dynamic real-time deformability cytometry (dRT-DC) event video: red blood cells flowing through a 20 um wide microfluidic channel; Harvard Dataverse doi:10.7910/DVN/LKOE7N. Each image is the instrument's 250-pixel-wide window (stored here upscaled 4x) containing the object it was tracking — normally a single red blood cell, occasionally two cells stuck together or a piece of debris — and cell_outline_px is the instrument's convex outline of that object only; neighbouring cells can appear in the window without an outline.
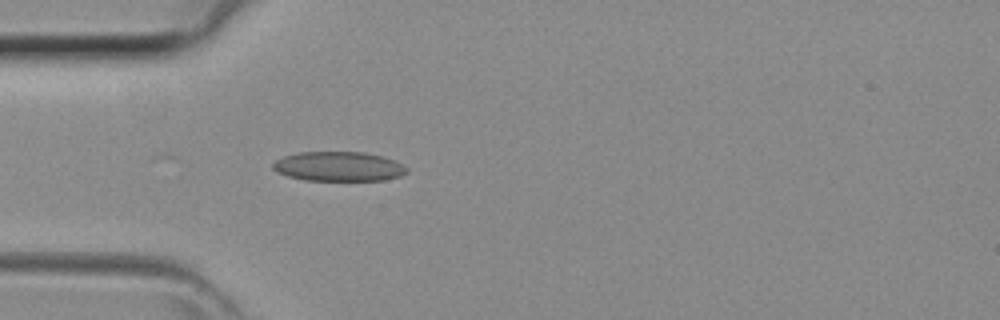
{"species": "common noctule bat (a hibernating species)", "species_latin": "Nyctalus noctula", "temperature_condition": "room temperature", "stored_images_in_passage": 31, "camera_frame_rate_fps": 3000, "um_per_image_px": 0.085, "animal": {"sex": "female", "body_mass_g": 29.2, "forearm_length_mm": 56.3}, "frame": {"image": 1, "passage_image": 1, "time_ms": 0.0, "image_size_px": [1000, 320], "cell_outline_px": [[408, 172], [400, 176], [384, 180], [304, 180], [288, 176], [276, 172], [272, 168], [272, 164], [276, 160], [284, 156], [300, 152], [364, 152], [396, 160], [408, 168]], "centroid_in_image_um": [28.79, 14.15], "position_along_channel_um": 56.2, "area_um2": 23.06}}
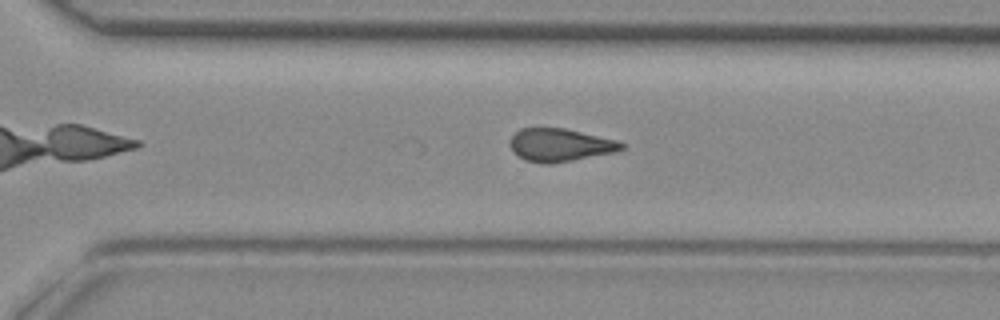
{"frame": {"image": 2, "passage_image": 18, "time_ms": 5.667, "image_size_px": [1000, 320], "cell_outline_px": [[624, 148], [616, 152], [552, 164], [540, 164], [524, 160], [512, 152], [508, 140], [520, 128], [564, 128], [620, 140], [624, 144]], "centroid_in_image_um": [47.59, 12.33], "position_along_channel_um": 323.0, "area_um2": 21.79}}
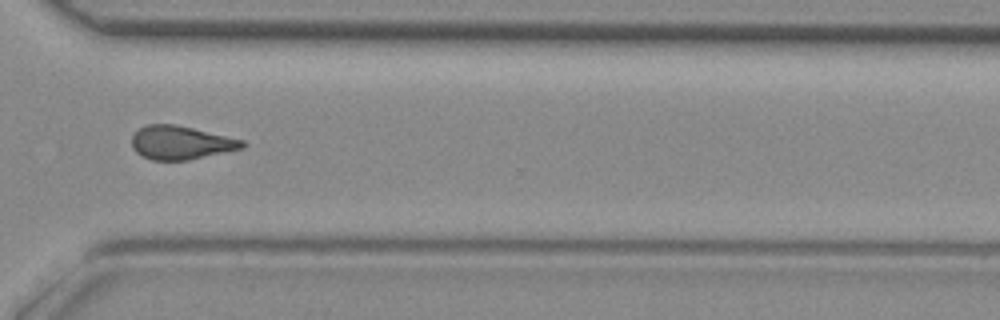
{"frame": {"image": 3, "passage_image": 20, "time_ms": 6.333, "image_size_px": [1000, 320], "cell_outline_px": [[248, 144], [244, 148], [188, 160], [152, 160], [136, 152], [132, 148], [132, 136], [140, 128], [148, 124], [172, 124], [192, 128], [244, 140]], "centroid_in_image_um": [15.39, 12.13], "position_along_channel_um": 355.2, "area_um2": 21.44}}